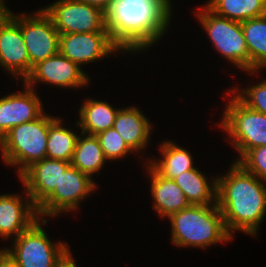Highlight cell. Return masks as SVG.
<instances>
[{
	"mask_svg": "<svg viewBox=\"0 0 266 267\" xmlns=\"http://www.w3.org/2000/svg\"><path fill=\"white\" fill-rule=\"evenodd\" d=\"M249 53V72L266 68V15L241 22Z\"/></svg>",
	"mask_w": 266,
	"mask_h": 267,
	"instance_id": "7402d4cb",
	"label": "cell"
},
{
	"mask_svg": "<svg viewBox=\"0 0 266 267\" xmlns=\"http://www.w3.org/2000/svg\"><path fill=\"white\" fill-rule=\"evenodd\" d=\"M146 165V172H149L147 175L151 179L150 192L154 200L152 207L160 218L169 217L190 206L182 189L173 179L160 176L149 164Z\"/></svg>",
	"mask_w": 266,
	"mask_h": 267,
	"instance_id": "e0dca14e",
	"label": "cell"
},
{
	"mask_svg": "<svg viewBox=\"0 0 266 267\" xmlns=\"http://www.w3.org/2000/svg\"><path fill=\"white\" fill-rule=\"evenodd\" d=\"M77 1H81L89 5L96 6L100 8L103 12H105L113 0H77Z\"/></svg>",
	"mask_w": 266,
	"mask_h": 267,
	"instance_id": "4dcf8cb0",
	"label": "cell"
},
{
	"mask_svg": "<svg viewBox=\"0 0 266 267\" xmlns=\"http://www.w3.org/2000/svg\"><path fill=\"white\" fill-rule=\"evenodd\" d=\"M162 158L147 160L149 165L162 177L174 179L194 167L190 152L176 143L165 140L159 146Z\"/></svg>",
	"mask_w": 266,
	"mask_h": 267,
	"instance_id": "44dd1931",
	"label": "cell"
},
{
	"mask_svg": "<svg viewBox=\"0 0 266 267\" xmlns=\"http://www.w3.org/2000/svg\"><path fill=\"white\" fill-rule=\"evenodd\" d=\"M99 139L104 157L108 161L125 158L127 154H136L123 140L121 135L111 127L96 135Z\"/></svg>",
	"mask_w": 266,
	"mask_h": 267,
	"instance_id": "484cf974",
	"label": "cell"
},
{
	"mask_svg": "<svg viewBox=\"0 0 266 267\" xmlns=\"http://www.w3.org/2000/svg\"><path fill=\"white\" fill-rule=\"evenodd\" d=\"M205 5L215 14L238 22L266 15V0H209Z\"/></svg>",
	"mask_w": 266,
	"mask_h": 267,
	"instance_id": "cb8c5ba5",
	"label": "cell"
},
{
	"mask_svg": "<svg viewBox=\"0 0 266 267\" xmlns=\"http://www.w3.org/2000/svg\"><path fill=\"white\" fill-rule=\"evenodd\" d=\"M173 180L182 189L190 205L217 204V176L210 182L203 172L195 167L181 173Z\"/></svg>",
	"mask_w": 266,
	"mask_h": 267,
	"instance_id": "d6986e66",
	"label": "cell"
},
{
	"mask_svg": "<svg viewBox=\"0 0 266 267\" xmlns=\"http://www.w3.org/2000/svg\"><path fill=\"white\" fill-rule=\"evenodd\" d=\"M0 267H20L12 255L5 249H0Z\"/></svg>",
	"mask_w": 266,
	"mask_h": 267,
	"instance_id": "f1b7e54d",
	"label": "cell"
},
{
	"mask_svg": "<svg viewBox=\"0 0 266 267\" xmlns=\"http://www.w3.org/2000/svg\"><path fill=\"white\" fill-rule=\"evenodd\" d=\"M9 14L20 24L29 55L30 72L37 63L59 53L60 34L42 8L28 15H15L11 10Z\"/></svg>",
	"mask_w": 266,
	"mask_h": 267,
	"instance_id": "ba28073f",
	"label": "cell"
},
{
	"mask_svg": "<svg viewBox=\"0 0 266 267\" xmlns=\"http://www.w3.org/2000/svg\"><path fill=\"white\" fill-rule=\"evenodd\" d=\"M265 182L235 161L224 177H217V205L232 238L236 231L256 236L266 215Z\"/></svg>",
	"mask_w": 266,
	"mask_h": 267,
	"instance_id": "7a4b0ae2",
	"label": "cell"
},
{
	"mask_svg": "<svg viewBox=\"0 0 266 267\" xmlns=\"http://www.w3.org/2000/svg\"><path fill=\"white\" fill-rule=\"evenodd\" d=\"M60 118L49 125L46 158L71 162L79 135L64 127Z\"/></svg>",
	"mask_w": 266,
	"mask_h": 267,
	"instance_id": "d4e9b609",
	"label": "cell"
},
{
	"mask_svg": "<svg viewBox=\"0 0 266 267\" xmlns=\"http://www.w3.org/2000/svg\"><path fill=\"white\" fill-rule=\"evenodd\" d=\"M9 12L10 9L5 5V3L0 2V23L6 18Z\"/></svg>",
	"mask_w": 266,
	"mask_h": 267,
	"instance_id": "1f68e13d",
	"label": "cell"
},
{
	"mask_svg": "<svg viewBox=\"0 0 266 267\" xmlns=\"http://www.w3.org/2000/svg\"><path fill=\"white\" fill-rule=\"evenodd\" d=\"M171 3L170 0H113L104 12L105 28L121 52L144 51L160 41L171 26Z\"/></svg>",
	"mask_w": 266,
	"mask_h": 267,
	"instance_id": "6da1fadb",
	"label": "cell"
},
{
	"mask_svg": "<svg viewBox=\"0 0 266 267\" xmlns=\"http://www.w3.org/2000/svg\"><path fill=\"white\" fill-rule=\"evenodd\" d=\"M44 224H47L45 219H37L13 239L11 249L5 247L20 267H55L69 250L62 241L52 243L42 227Z\"/></svg>",
	"mask_w": 266,
	"mask_h": 267,
	"instance_id": "52a82bcc",
	"label": "cell"
},
{
	"mask_svg": "<svg viewBox=\"0 0 266 267\" xmlns=\"http://www.w3.org/2000/svg\"><path fill=\"white\" fill-rule=\"evenodd\" d=\"M226 93L231 99L225 106L219 127L228 133V141L240 154L234 160L237 162L248 150L266 146V115L248 108L233 92Z\"/></svg>",
	"mask_w": 266,
	"mask_h": 267,
	"instance_id": "5b68a950",
	"label": "cell"
},
{
	"mask_svg": "<svg viewBox=\"0 0 266 267\" xmlns=\"http://www.w3.org/2000/svg\"><path fill=\"white\" fill-rule=\"evenodd\" d=\"M70 165V162L64 160L44 158L18 177L36 207L55 190L61 175Z\"/></svg>",
	"mask_w": 266,
	"mask_h": 267,
	"instance_id": "9a60e30c",
	"label": "cell"
},
{
	"mask_svg": "<svg viewBox=\"0 0 266 267\" xmlns=\"http://www.w3.org/2000/svg\"><path fill=\"white\" fill-rule=\"evenodd\" d=\"M0 66L20 81L30 74V60L21 27L10 14L0 23Z\"/></svg>",
	"mask_w": 266,
	"mask_h": 267,
	"instance_id": "4fadbf2b",
	"label": "cell"
},
{
	"mask_svg": "<svg viewBox=\"0 0 266 267\" xmlns=\"http://www.w3.org/2000/svg\"><path fill=\"white\" fill-rule=\"evenodd\" d=\"M59 34L108 31L105 13L98 7L77 0H57L42 8Z\"/></svg>",
	"mask_w": 266,
	"mask_h": 267,
	"instance_id": "30bf717a",
	"label": "cell"
},
{
	"mask_svg": "<svg viewBox=\"0 0 266 267\" xmlns=\"http://www.w3.org/2000/svg\"><path fill=\"white\" fill-rule=\"evenodd\" d=\"M89 80L87 73L78 64L57 53L34 65L23 82L33 89L38 82L61 89L62 87L78 89L89 86Z\"/></svg>",
	"mask_w": 266,
	"mask_h": 267,
	"instance_id": "8fae6325",
	"label": "cell"
},
{
	"mask_svg": "<svg viewBox=\"0 0 266 267\" xmlns=\"http://www.w3.org/2000/svg\"><path fill=\"white\" fill-rule=\"evenodd\" d=\"M24 86V92L17 91L0 98V140L16 125L34 121L44 113L36 90Z\"/></svg>",
	"mask_w": 266,
	"mask_h": 267,
	"instance_id": "5bb4252c",
	"label": "cell"
},
{
	"mask_svg": "<svg viewBox=\"0 0 266 267\" xmlns=\"http://www.w3.org/2000/svg\"><path fill=\"white\" fill-rule=\"evenodd\" d=\"M119 109L106 101L85 99L79 109L80 119L76 121V126L80 127L83 134L97 135L113 127Z\"/></svg>",
	"mask_w": 266,
	"mask_h": 267,
	"instance_id": "ffe728a7",
	"label": "cell"
},
{
	"mask_svg": "<svg viewBox=\"0 0 266 267\" xmlns=\"http://www.w3.org/2000/svg\"><path fill=\"white\" fill-rule=\"evenodd\" d=\"M97 188L94 180L70 165L61 175L55 190L37 207L39 218L76 211L79 203Z\"/></svg>",
	"mask_w": 266,
	"mask_h": 267,
	"instance_id": "9c48e42d",
	"label": "cell"
},
{
	"mask_svg": "<svg viewBox=\"0 0 266 267\" xmlns=\"http://www.w3.org/2000/svg\"><path fill=\"white\" fill-rule=\"evenodd\" d=\"M80 134L70 164L91 178L95 173L99 176V170L107 161L99 139L96 135Z\"/></svg>",
	"mask_w": 266,
	"mask_h": 267,
	"instance_id": "603a6c76",
	"label": "cell"
},
{
	"mask_svg": "<svg viewBox=\"0 0 266 267\" xmlns=\"http://www.w3.org/2000/svg\"><path fill=\"white\" fill-rule=\"evenodd\" d=\"M113 127L135 153L149 145L153 126L136 106L119 109Z\"/></svg>",
	"mask_w": 266,
	"mask_h": 267,
	"instance_id": "ac0fdd59",
	"label": "cell"
},
{
	"mask_svg": "<svg viewBox=\"0 0 266 267\" xmlns=\"http://www.w3.org/2000/svg\"><path fill=\"white\" fill-rule=\"evenodd\" d=\"M121 50L113 43L108 31L60 34L59 53L80 67L99 61Z\"/></svg>",
	"mask_w": 266,
	"mask_h": 267,
	"instance_id": "7c38bea8",
	"label": "cell"
},
{
	"mask_svg": "<svg viewBox=\"0 0 266 267\" xmlns=\"http://www.w3.org/2000/svg\"><path fill=\"white\" fill-rule=\"evenodd\" d=\"M237 163L257 178L266 181V146L248 150Z\"/></svg>",
	"mask_w": 266,
	"mask_h": 267,
	"instance_id": "83f0119b",
	"label": "cell"
},
{
	"mask_svg": "<svg viewBox=\"0 0 266 267\" xmlns=\"http://www.w3.org/2000/svg\"><path fill=\"white\" fill-rule=\"evenodd\" d=\"M231 88L230 92L248 108L266 115V79L247 88ZM235 92V93H234Z\"/></svg>",
	"mask_w": 266,
	"mask_h": 267,
	"instance_id": "4316f807",
	"label": "cell"
},
{
	"mask_svg": "<svg viewBox=\"0 0 266 267\" xmlns=\"http://www.w3.org/2000/svg\"><path fill=\"white\" fill-rule=\"evenodd\" d=\"M195 12V17L199 19L217 52L237 68L255 74V71L249 72V53L241 22L219 16L206 5Z\"/></svg>",
	"mask_w": 266,
	"mask_h": 267,
	"instance_id": "8992f818",
	"label": "cell"
},
{
	"mask_svg": "<svg viewBox=\"0 0 266 267\" xmlns=\"http://www.w3.org/2000/svg\"><path fill=\"white\" fill-rule=\"evenodd\" d=\"M24 199L20 194H0V236L3 239L18 237L28 229L39 215L25 188Z\"/></svg>",
	"mask_w": 266,
	"mask_h": 267,
	"instance_id": "2e32d148",
	"label": "cell"
},
{
	"mask_svg": "<svg viewBox=\"0 0 266 267\" xmlns=\"http://www.w3.org/2000/svg\"><path fill=\"white\" fill-rule=\"evenodd\" d=\"M56 118L44 112L34 121L16 125L0 140L3 161L18 166V176L46 158L49 125Z\"/></svg>",
	"mask_w": 266,
	"mask_h": 267,
	"instance_id": "277c9868",
	"label": "cell"
},
{
	"mask_svg": "<svg viewBox=\"0 0 266 267\" xmlns=\"http://www.w3.org/2000/svg\"><path fill=\"white\" fill-rule=\"evenodd\" d=\"M55 267H77L70 249L56 263Z\"/></svg>",
	"mask_w": 266,
	"mask_h": 267,
	"instance_id": "f546056e",
	"label": "cell"
},
{
	"mask_svg": "<svg viewBox=\"0 0 266 267\" xmlns=\"http://www.w3.org/2000/svg\"><path fill=\"white\" fill-rule=\"evenodd\" d=\"M168 218L172 227L171 240L176 247L206 248L232 240L217 204L190 205Z\"/></svg>",
	"mask_w": 266,
	"mask_h": 267,
	"instance_id": "3957f363",
	"label": "cell"
}]
</instances>
